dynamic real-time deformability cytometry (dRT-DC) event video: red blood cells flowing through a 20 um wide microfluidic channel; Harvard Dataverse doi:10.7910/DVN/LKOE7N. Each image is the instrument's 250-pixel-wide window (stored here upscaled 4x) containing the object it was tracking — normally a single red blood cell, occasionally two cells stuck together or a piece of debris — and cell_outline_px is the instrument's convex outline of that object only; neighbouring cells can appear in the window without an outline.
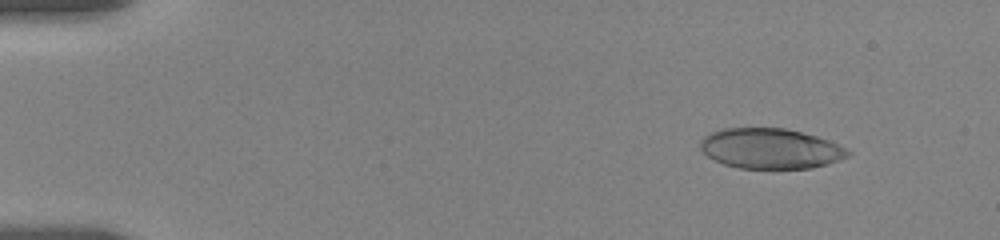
{"species": "human", "species_latin": "Homo sapiens", "temperature_condition": "room temperature", "stored_images_in_passage": 9, "camera_frame_rate_fps": 3000, "um_per_image_px": 0.085, "donor": {"sex": "female"}, "frame": {"image": 1, "passage_image": 2, "time_ms": 1.0, "image_size_px": [1000, 240], "cell_outline_px": [[852, 152], [848, 156], [828, 164], [812, 168], [740, 168], [724, 164], [708, 156], [700, 148], [700, 140], [704, 136], [712, 132], [724, 128], [784, 128], [816, 136], [828, 140]], "centroid_in_image_um": [65.48, 12.63], "position_along_channel_um": 19.5, "area_um2": 34.33}}
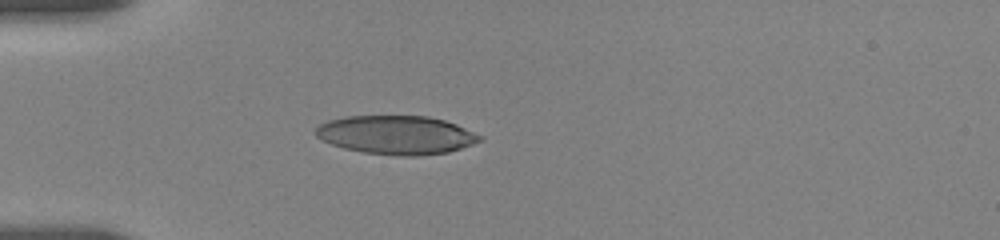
{"frame": {"image": 2, "passage_image": 5, "time_ms": 4.333, "image_size_px": [1000, 240], "cell_outline_px": [[484, 140], [448, 152], [420, 156], [400, 156], [364, 152], [344, 148], [332, 144], [316, 136], [316, 128], [320, 124], [328, 120], [348, 116], [428, 116], [444, 120], [456, 124], [484, 136]], "centroid_in_image_um": [33.73, 11.47], "position_along_channel_um": 51.3, "area_um2": 36.93}}
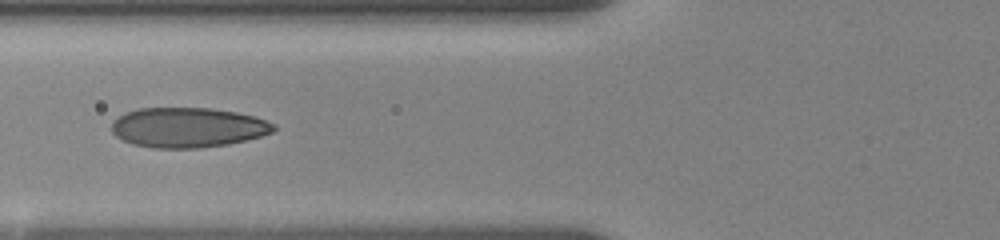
{"frame": {"image": 3, "passage_image": 7, "time_ms": 6.333, "image_size_px": [1000, 240], "cell_outline_px": [[276, 128], [272, 132], [260, 136], [228, 144], [200, 148], [152, 148], [132, 144], [116, 136], [112, 132], [112, 120], [124, 112], [136, 108], [212, 108], [236, 112], [252, 116], [276, 124]], "centroid_in_image_um": [15.92, 10.83], "position_along_channel_um": 109.9, "area_um2": 37.8}}